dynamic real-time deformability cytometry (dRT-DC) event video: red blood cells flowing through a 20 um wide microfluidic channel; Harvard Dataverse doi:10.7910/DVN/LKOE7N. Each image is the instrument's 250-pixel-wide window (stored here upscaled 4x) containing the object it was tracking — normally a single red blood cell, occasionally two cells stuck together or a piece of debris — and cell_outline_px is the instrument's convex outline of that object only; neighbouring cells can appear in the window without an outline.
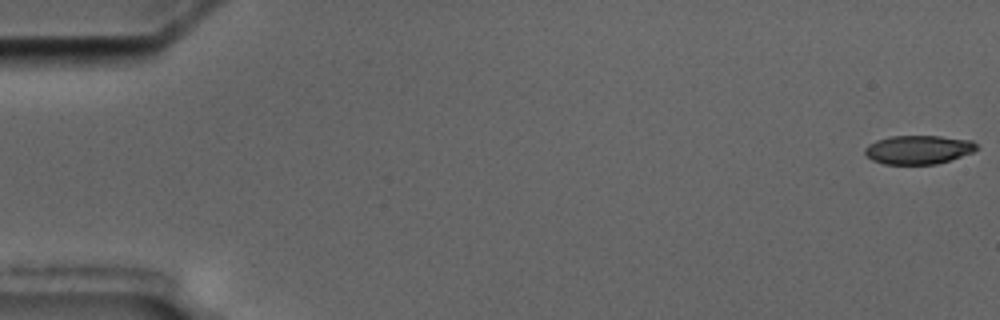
{"species": "common noctule bat (a hibernating species)", "species_latin": "Nyctalus noctula", "temperature_condition": "cold", "stored_images_in_passage": 5, "camera_frame_rate_fps": 3000, "um_per_image_px": 0.085, "animal": {"sex": "male", "body_mass_g": 17.5, "forearm_length_mm": 52.3}, "frame": {"image": 1, "passage_image": 1, "time_ms": 0.0, "image_size_px": [1000, 320], "cell_outline_px": [[980, 148], [972, 152], [936, 164], [884, 164], [872, 160], [864, 152], [864, 148], [868, 144], [876, 140], [888, 136], [940, 136], [972, 140]], "centroid_in_image_um": [78.04, 12.71], "position_along_channel_um": 7.0, "area_um2": 18.73}}
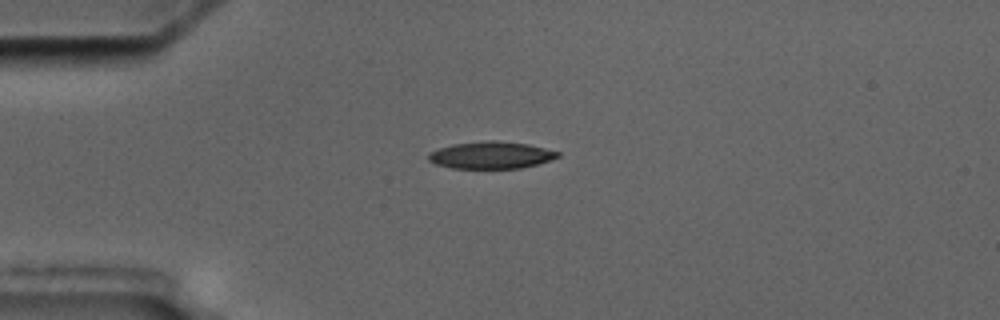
{"frame": {"image": 2, "passage_image": 5, "time_ms": 4.667, "image_size_px": [1000, 320], "cell_outline_px": [[560, 156], [536, 164], [520, 168], [452, 168], [436, 164], [428, 160], [428, 152], [452, 144], [484, 140], [496, 140], [528, 144], [560, 152]], "centroid_in_image_um": [41.7, 13.17], "position_along_channel_um": 43.3, "area_um2": 20.35}}